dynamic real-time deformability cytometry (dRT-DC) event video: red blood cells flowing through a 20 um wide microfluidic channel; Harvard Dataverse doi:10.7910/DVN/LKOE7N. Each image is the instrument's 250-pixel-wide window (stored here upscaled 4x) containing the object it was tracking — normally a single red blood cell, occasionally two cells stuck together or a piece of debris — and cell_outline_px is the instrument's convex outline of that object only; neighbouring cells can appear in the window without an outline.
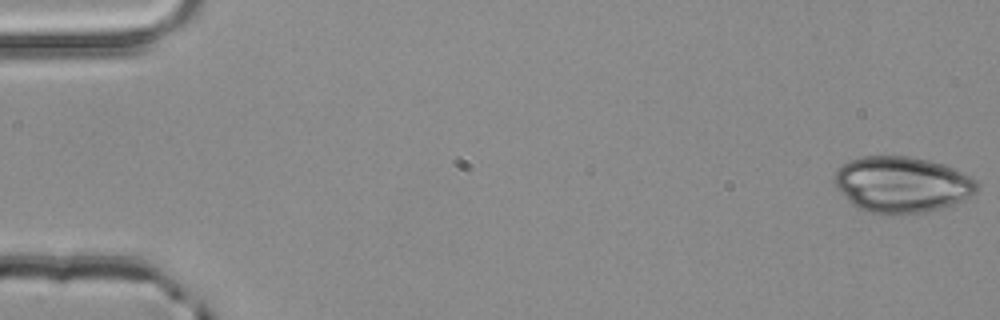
{"species": "common noctule bat (a hibernating species)", "species_latin": "Nyctalus noctula", "temperature_condition": "room temperature", "stored_images_in_passage": 4, "camera_frame_rate_fps": 3000, "um_per_image_px": 0.085, "animal": {"sex": "male", "body_mass_g": 20.4}, "frame": {"image": 1, "passage_image": 1, "time_ms": 0.0, "image_size_px": [1000, 320], "cell_outline_px": [[980, 188], [976, 192], [944, 208], [904, 216], [884, 216], [868, 212], [856, 208], [840, 192], [832, 180], [832, 176], [848, 160], [864, 156], [908, 156], [928, 160], [944, 164], [972, 176], [980, 184]], "centroid_in_image_um": [76.65, 15.71], "position_along_channel_um": 8.3, "area_um2": 47.4}}